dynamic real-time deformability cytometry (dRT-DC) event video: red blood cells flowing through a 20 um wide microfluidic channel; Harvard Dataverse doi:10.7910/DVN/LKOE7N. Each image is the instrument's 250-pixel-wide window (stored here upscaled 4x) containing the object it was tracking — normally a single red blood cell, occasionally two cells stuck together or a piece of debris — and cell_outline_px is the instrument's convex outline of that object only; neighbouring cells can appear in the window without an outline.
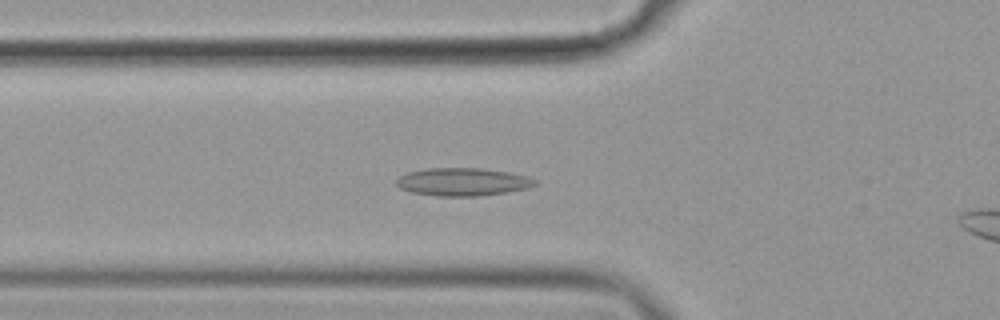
{"species": "common noctule bat (a hibernating species)", "species_latin": "Nyctalus noctula", "temperature_condition": "cold", "stored_images_in_passage": 45, "camera_frame_rate_fps": 3000, "um_per_image_px": 0.085, "animal": {"sex": "female", "body_mass_g": 19.9}, "frame": {"image": 1, "passage_image": 14, "time_ms": 4.333, "image_size_px": [1000, 320], "cell_outline_px": [[536, 184], [528, 188], [508, 192], [476, 196], [440, 196], [412, 192], [400, 188], [396, 184], [396, 180], [400, 176], [408, 172], [428, 168], [480, 168], [508, 172], [528, 176], [536, 180]], "centroid_in_image_um": [39.34, 15.45], "position_along_channel_um": 86.5, "area_um2": 22.43}}
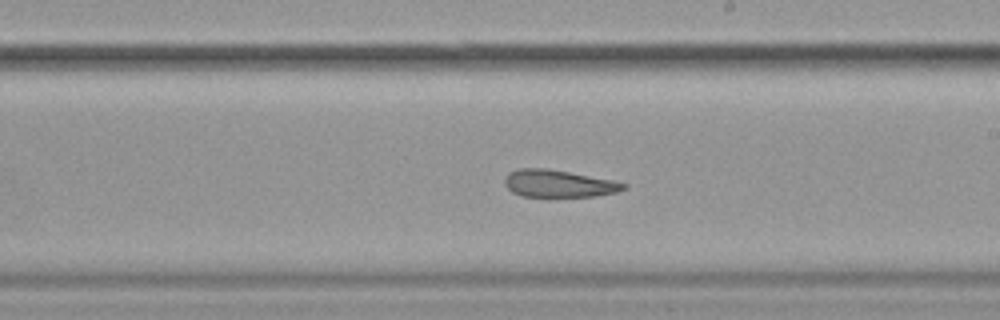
{"frame": {"image": 2, "passage_image": 27, "time_ms": 8.667, "image_size_px": [1000, 320], "cell_outline_px": [[628, 188], [620, 192], [596, 196], [520, 196], [512, 192], [504, 184], [504, 180], [508, 172], [520, 168], [544, 168], [568, 172], [612, 180], [628, 184]], "centroid_in_image_um": [47.5, 15.61], "position_along_channel_um": 241.5, "area_um2": 18.9}}
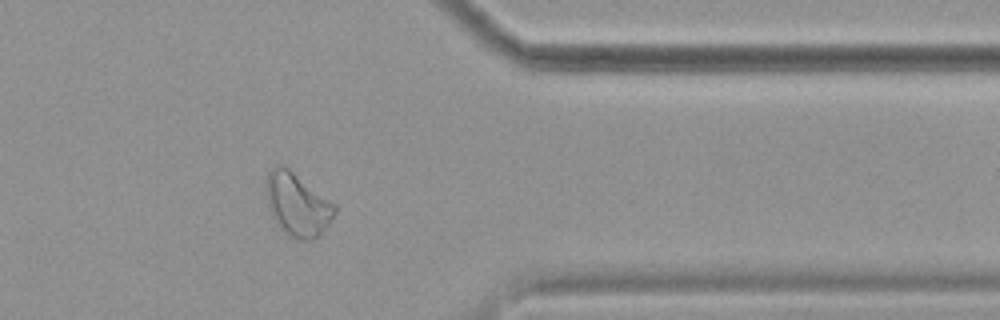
{"frame": {"image": 3, "passage_image": 40, "time_ms": 13.0, "image_size_px": [1000, 320], "cell_outline_px": [[336, 212], [332, 220], [312, 240], [296, 240], [288, 236], [276, 224], [268, 208], [268, 172], [272, 168], [280, 164], [284, 164], [336, 204]], "centroid_in_image_um": [25.29, 17.39], "position_along_channel_um": 386.1, "area_um2": 25.03}, "authors_computed_cell_mechanics": {"area_um2": 22.0796, "velocity_mm_per_s": 3.5741, "shape_relaxation_time_tau1_ms": null, "shape_relaxation_time_tau2_ms": 4.1053, "deformation_change_tau1": null, "deformation_change_tau2": 0.1261}}